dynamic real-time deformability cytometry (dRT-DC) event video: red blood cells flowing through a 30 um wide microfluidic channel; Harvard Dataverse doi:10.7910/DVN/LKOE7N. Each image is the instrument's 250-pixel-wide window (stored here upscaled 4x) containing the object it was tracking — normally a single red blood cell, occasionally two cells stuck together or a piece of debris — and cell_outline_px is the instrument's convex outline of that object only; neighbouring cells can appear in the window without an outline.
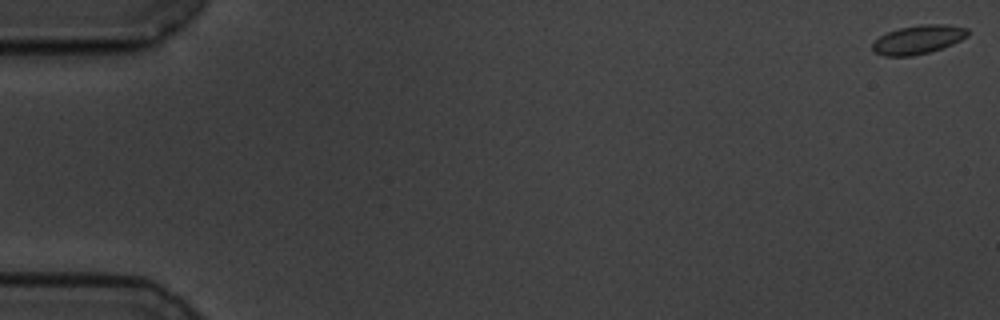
{"species": "common noctule bat (a hibernating species)", "species_latin": "Nyctalus noctula", "temperature_condition": "cold", "stored_images_in_passage": 14, "camera_frame_rate_fps": 3000, "um_per_image_px": 0.085, "animal": {"sex": "male", "body_mass_g": 19.5, "forearm_length_mm": 54.6}, "frame": {"image": 1, "passage_image": 1, "time_ms": 0.0, "image_size_px": [1000, 320], "cell_outline_px": [[968, 36], [952, 44], [928, 52], [912, 56], [884, 56], [876, 52], [872, 48], [872, 44], [880, 36], [888, 32], [900, 28], [920, 24], [948, 24], [968, 28]], "centroid_in_image_um": [78.06, 3.35], "position_along_channel_um": 6.9, "area_um2": 15.84}}